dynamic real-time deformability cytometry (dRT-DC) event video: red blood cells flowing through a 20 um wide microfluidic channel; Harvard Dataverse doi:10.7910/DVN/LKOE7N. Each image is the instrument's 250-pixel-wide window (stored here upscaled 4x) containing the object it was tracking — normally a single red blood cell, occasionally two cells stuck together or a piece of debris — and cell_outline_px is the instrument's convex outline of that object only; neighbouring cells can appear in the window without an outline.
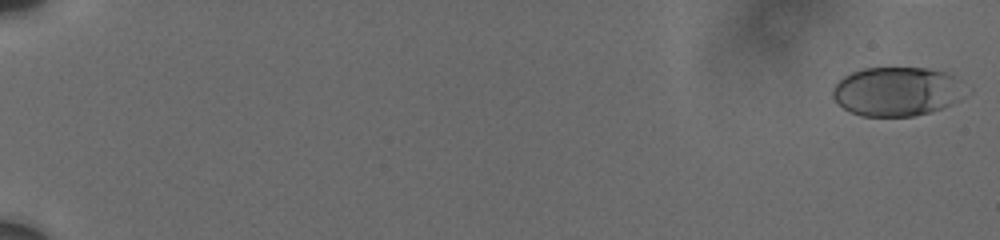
{"species": "human", "species_latin": "Homo sapiens", "temperature_condition": "cold", "stored_images_in_passage": 20, "camera_frame_rate_fps": 3000, "um_per_image_px": 0.085, "donor": {"sex": "male"}, "frame": {"image": 1, "passage_image": 1, "time_ms": 0.0, "image_size_px": [1000, 240], "cell_outline_px": [[952, 76], [948, 104], [940, 108], [928, 112], [912, 116], [860, 116], [844, 108], [832, 96], [832, 88], [844, 76], [852, 72], [864, 68], [928, 68], [944, 72]], "centroid_in_image_um": [75.92, 7.77], "position_along_channel_um": 9.1, "area_um2": 35.55}}
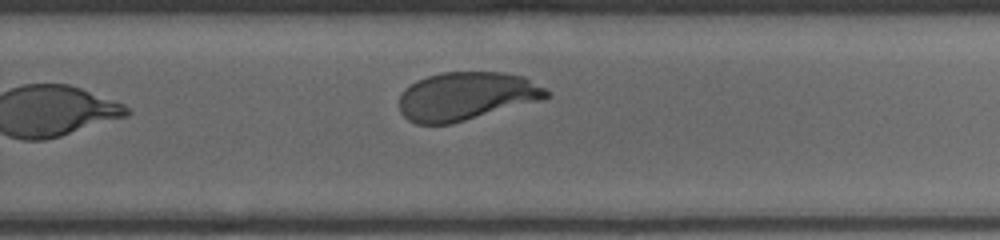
{"frame": {"image": 2, "passage_image": 20, "time_ms": 14.333, "image_size_px": [1000, 240], "cell_outline_px": [[552, 96], [540, 100], [452, 124], [416, 124], [408, 120], [400, 112], [400, 96], [404, 88], [416, 80], [428, 76], [444, 72], [504, 72], [524, 76], [552, 92]], "centroid_in_image_um": [39.64, 8.17], "position_along_channel_um": 290.2, "area_um2": 41.56}}